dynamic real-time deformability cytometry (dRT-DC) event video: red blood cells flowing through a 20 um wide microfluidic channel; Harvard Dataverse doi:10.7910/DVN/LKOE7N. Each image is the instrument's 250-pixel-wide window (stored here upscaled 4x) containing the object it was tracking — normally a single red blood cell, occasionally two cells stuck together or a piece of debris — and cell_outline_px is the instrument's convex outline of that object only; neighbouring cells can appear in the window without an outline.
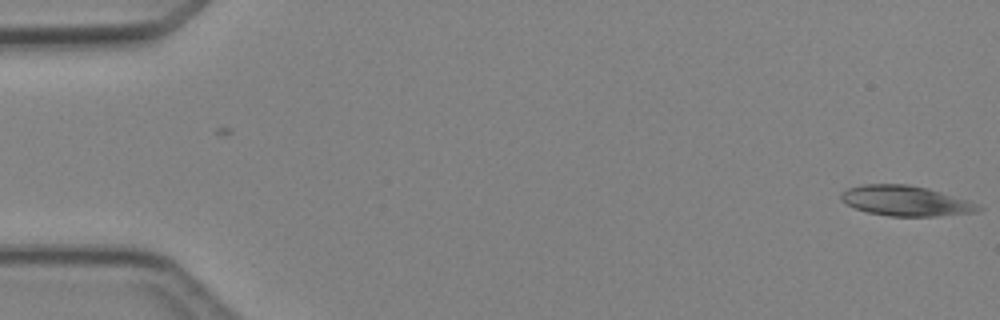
{"species": "Egyptian fruit bat (a non-hibernating species)", "species_latin": "Rousettus aegyptiacus", "temperature_condition": "cold", "stored_images_in_passage": 2, "camera_frame_rate_fps": 3000, "um_per_image_px": 0.085, "animal": {"sex": "female"}, "frame": {"image": 1, "passage_image": 2, "time_ms": 1.333, "image_size_px": [1000, 320], "cell_outline_px": [[984, 208], [972, 212], [936, 216], [888, 216], [868, 212], [856, 208], [840, 200], [840, 192], [848, 188], [864, 184], [908, 184], [928, 188], [968, 200]], "centroid_in_image_um": [76.94, 17.06], "position_along_channel_um": 8.1, "area_um2": 23.99}}